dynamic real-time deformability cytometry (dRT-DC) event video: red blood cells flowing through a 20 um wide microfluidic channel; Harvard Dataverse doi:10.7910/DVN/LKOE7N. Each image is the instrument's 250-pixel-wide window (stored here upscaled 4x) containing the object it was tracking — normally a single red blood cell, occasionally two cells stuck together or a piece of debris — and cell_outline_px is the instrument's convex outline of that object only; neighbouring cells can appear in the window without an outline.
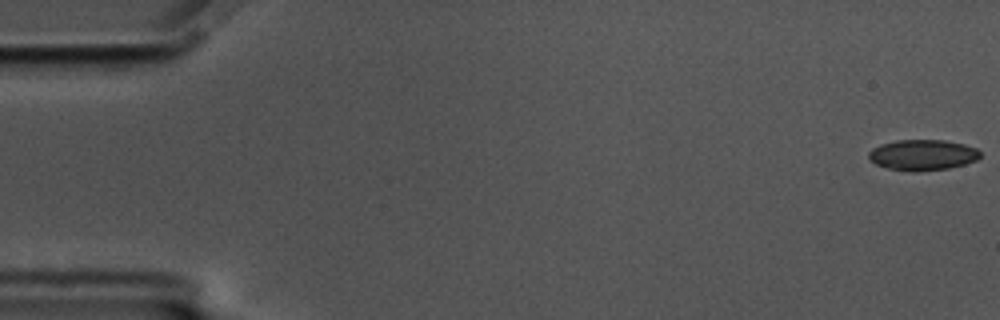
{"species": "common noctule bat (a hibernating species)", "species_latin": "Nyctalus noctula", "temperature_condition": "cold", "stored_images_in_passage": 58, "camera_frame_rate_fps": 3000, "um_per_image_px": 0.085, "animal": {"sex": "male", "body_mass_g": 17.5, "forearm_length_mm": 52.3}, "frame": {"image": 1, "passage_image": 1, "time_ms": 0.0, "image_size_px": [1000, 320], "cell_outline_px": [[980, 156], [976, 160], [964, 164], [948, 168], [916, 172], [912, 172], [888, 168], [876, 164], [868, 160], [868, 152], [872, 148], [880, 144], [896, 140], [944, 140], [964, 144], [976, 148], [980, 152]], "centroid_in_image_um": [78.38, 13.17], "position_along_channel_um": 6.6, "area_um2": 20.06}}
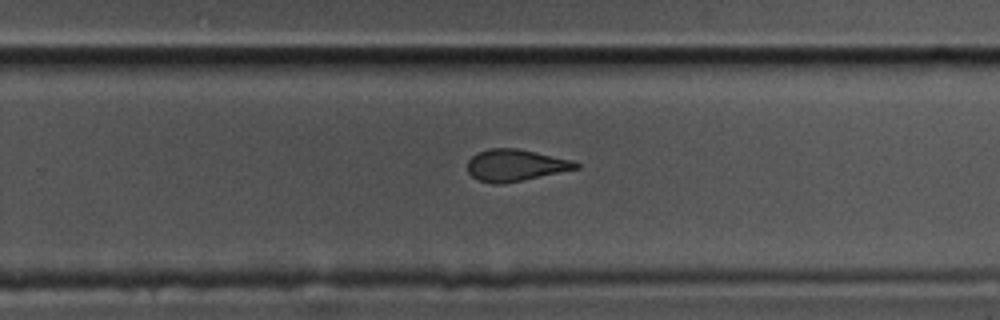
{"frame": {"image": 2, "passage_image": 37, "time_ms": 12.0, "image_size_px": [1000, 320], "cell_outline_px": [[580, 168], [504, 184], [492, 184], [480, 180], [472, 176], [468, 172], [468, 160], [472, 156], [488, 148], [516, 148], [536, 152], [572, 160], [580, 164]], "centroid_in_image_um": [43.82, 14.05], "position_along_channel_um": 286.0, "area_um2": 20.0}}
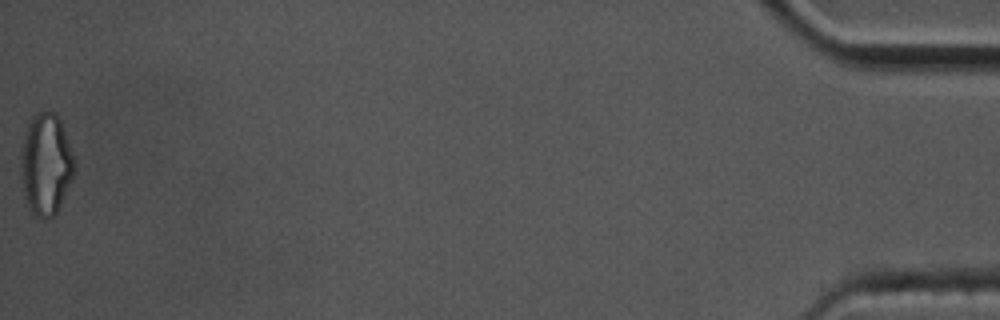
{"frame": {"image": 3, "passage_image": 58, "time_ms": 19.0, "image_size_px": [1000, 320], "cell_outline_px": [[76, 172], [56, 212], [52, 216], [44, 220], [36, 216], [28, 208], [24, 196], [20, 172], [20, 152], [24, 132], [32, 116], [36, 112], [44, 108], [56, 112], [60, 116], [76, 160]], "centroid_in_image_um": [3.91, 13.89], "position_along_channel_um": 431.3, "area_um2": 32.83}, "authors_computed_cell_mechanics": {"area_um2": 21.1837, "velocity_mm_per_s": 3.4977, "shape_relaxation_time_tau1_ms": 10.6684, "shape_relaxation_time_tau2_ms": 2.1208, "deformation_change_tau1": 0.1827, "deformation_change_tau2": 0.0881}}